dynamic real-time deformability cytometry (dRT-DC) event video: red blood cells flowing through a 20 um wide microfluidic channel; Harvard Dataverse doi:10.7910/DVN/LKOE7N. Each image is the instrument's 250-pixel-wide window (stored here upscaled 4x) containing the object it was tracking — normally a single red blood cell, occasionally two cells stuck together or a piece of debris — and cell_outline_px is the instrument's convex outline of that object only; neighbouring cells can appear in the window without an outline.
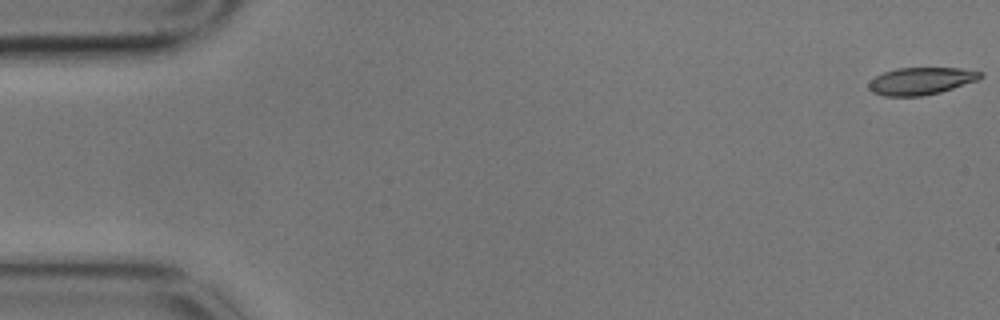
{"species": "common noctule bat (a hibernating species)", "species_latin": "Nyctalus noctula", "temperature_condition": "cold", "stored_images_in_passage": 6, "camera_frame_rate_fps": 3000, "um_per_image_px": 0.085, "animal": {"sex": "male", "body_mass_g": 17.9}, "frame": {"image": 1, "passage_image": 1, "time_ms": 0.0, "image_size_px": [1000, 320], "cell_outline_px": [[984, 76], [980, 80], [940, 92], [920, 96], [884, 96], [872, 92], [868, 88], [868, 84], [876, 76], [884, 72], [896, 68], [960, 68], [984, 72]], "centroid_in_image_um": [78.33, 6.88], "position_along_channel_um": 6.7, "area_um2": 17.86}}
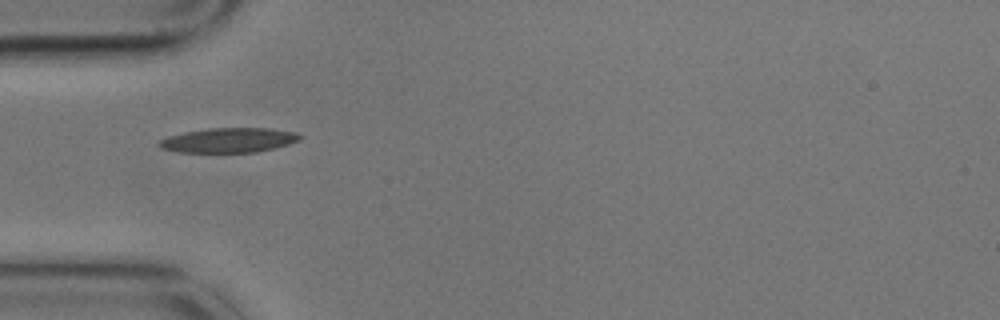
{"frame": {"image": 2, "passage_image": 5, "time_ms": 1.333, "image_size_px": [1000, 320], "cell_outline_px": [[304, 136], [300, 140], [276, 148], [256, 152], [180, 152], [160, 148], [156, 144], [160, 140], [168, 136], [184, 132], [208, 128], [268, 128], [292, 132]], "centroid_in_image_um": [19.43, 11.92], "position_along_channel_um": 65.6, "area_um2": 20.23}}